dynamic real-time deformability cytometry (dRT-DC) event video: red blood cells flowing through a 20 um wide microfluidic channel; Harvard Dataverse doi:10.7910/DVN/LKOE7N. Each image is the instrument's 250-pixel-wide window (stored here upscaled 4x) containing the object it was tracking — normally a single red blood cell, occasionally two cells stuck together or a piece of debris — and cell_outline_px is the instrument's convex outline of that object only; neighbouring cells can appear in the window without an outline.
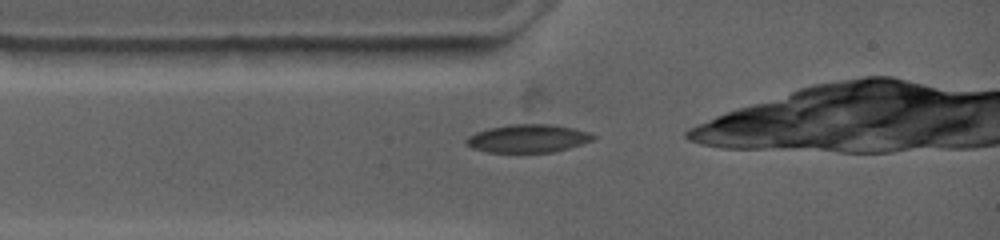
{"species": "common noctule bat (a hibernating species)", "species_latin": "Nyctalus noctula", "temperature_condition": "warm", "stored_images_in_passage": 12, "camera_frame_rate_fps": 4500, "um_per_image_px": 0.085, "animal": {"sex": "female", "body_mass_g": 19.0, "forearm_length_mm": 53.3}, "frame": {"image": 1, "passage_image": 1, "time_ms": 0.0, "image_size_px": [1000, 240], "cell_outline_px": [[596, 136], [592, 140], [568, 148], [552, 152], [488, 152], [472, 148], [464, 144], [464, 140], [468, 136], [476, 132], [488, 128], [508, 124], [552, 124], [572, 128], [588, 132]], "centroid_in_image_um": [44.81, 11.76], "position_along_channel_um": 40.2, "area_um2": 20.75}}
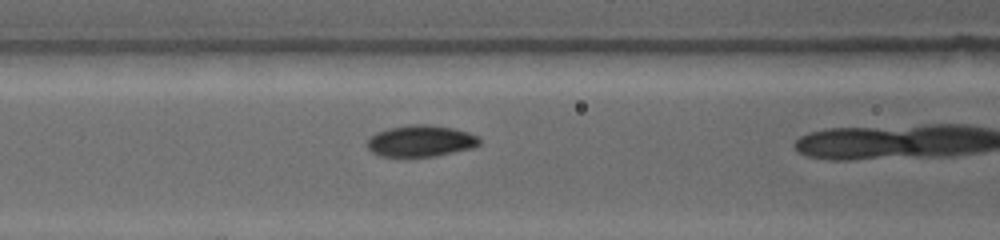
{"frame": {"image": 2, "passage_image": 6, "time_ms": 2.444, "image_size_px": [1000, 240], "cell_outline_px": [[480, 144], [472, 148], [432, 156], [380, 156], [372, 152], [368, 148], [368, 140], [376, 132], [388, 128], [408, 124], [432, 124], [456, 128], [480, 136]], "centroid_in_image_um": [35.79, 11.95], "position_along_channel_um": 130.8, "area_um2": 20.63}}
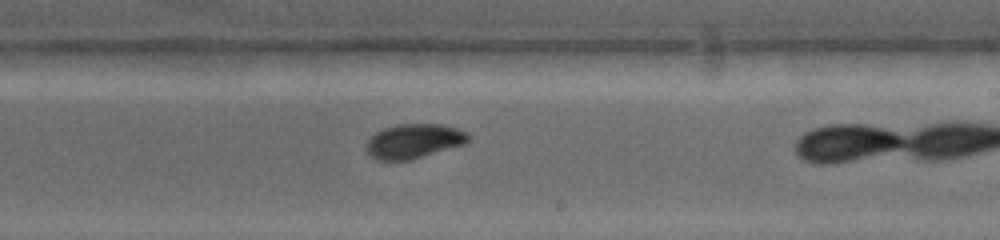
{"frame": {"image": 3, "passage_image": 12, "time_ms": 5.778, "image_size_px": [1000, 240], "cell_outline_px": [[472, 136], [464, 144], [408, 160], [376, 160], [368, 152], [368, 140], [376, 132], [384, 128], [400, 124], [440, 124], [456, 128], [468, 132]], "centroid_in_image_um": [35.21, 11.98], "position_along_channel_um": 253.8, "area_um2": 20.11}}